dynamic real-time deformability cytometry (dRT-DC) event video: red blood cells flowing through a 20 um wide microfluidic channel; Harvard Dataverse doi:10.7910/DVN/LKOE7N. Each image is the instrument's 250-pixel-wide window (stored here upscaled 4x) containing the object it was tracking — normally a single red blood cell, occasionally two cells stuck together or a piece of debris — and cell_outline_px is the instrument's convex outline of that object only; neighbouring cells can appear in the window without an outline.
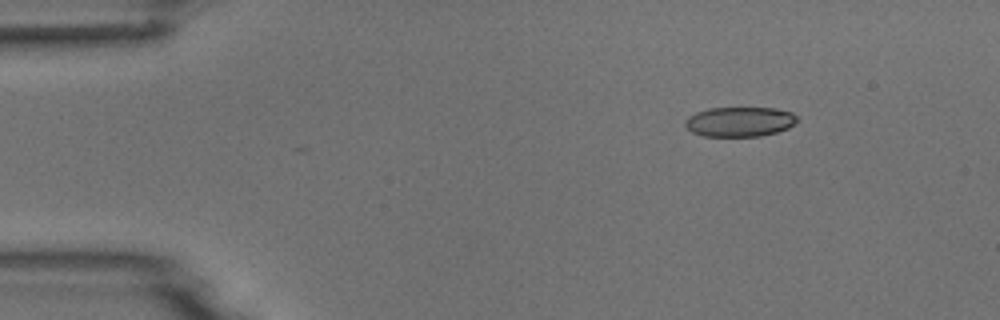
{"species": "common noctule bat (a hibernating species)", "species_latin": "Nyctalus noctula", "temperature_condition": "room temperature", "stored_images_in_passage": 5, "camera_frame_rate_fps": 3000, "um_per_image_px": 0.085, "animal": {"sex": "male", "body_mass_g": 18.8}, "frame": {"image": 1, "passage_image": 2, "time_ms": 1.333, "image_size_px": [1000, 320], "cell_outline_px": [[800, 120], [788, 128], [776, 132], [760, 136], [704, 136], [692, 132], [684, 124], [684, 120], [688, 116], [696, 112], [708, 108], [776, 108], [792, 112]], "centroid_in_image_um": [62.88, 10.34], "position_along_channel_um": 22.1, "area_um2": 19.54}}
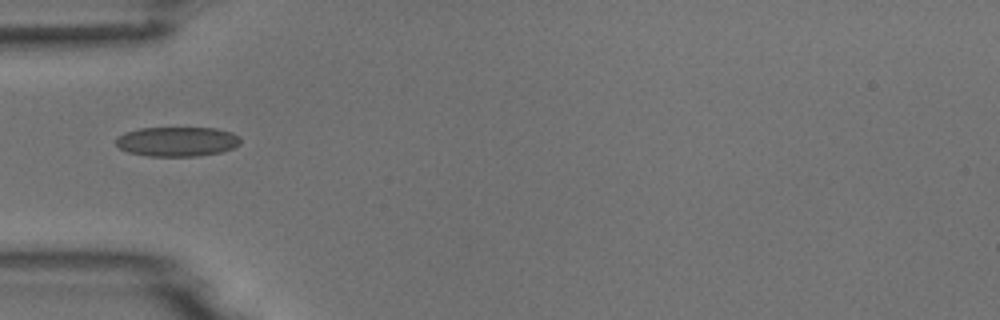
{"frame": {"image": 2, "passage_image": 5, "time_ms": 4.667, "image_size_px": [1000, 320], "cell_outline_px": [[240, 144], [232, 148], [220, 152], [196, 156], [148, 156], [128, 152], [120, 148], [116, 144], [116, 136], [124, 132], [140, 128], [216, 128], [232, 132], [240, 136]], "centroid_in_image_um": [15.04, 12.02], "position_along_channel_um": 70.0, "area_um2": 21.56}}